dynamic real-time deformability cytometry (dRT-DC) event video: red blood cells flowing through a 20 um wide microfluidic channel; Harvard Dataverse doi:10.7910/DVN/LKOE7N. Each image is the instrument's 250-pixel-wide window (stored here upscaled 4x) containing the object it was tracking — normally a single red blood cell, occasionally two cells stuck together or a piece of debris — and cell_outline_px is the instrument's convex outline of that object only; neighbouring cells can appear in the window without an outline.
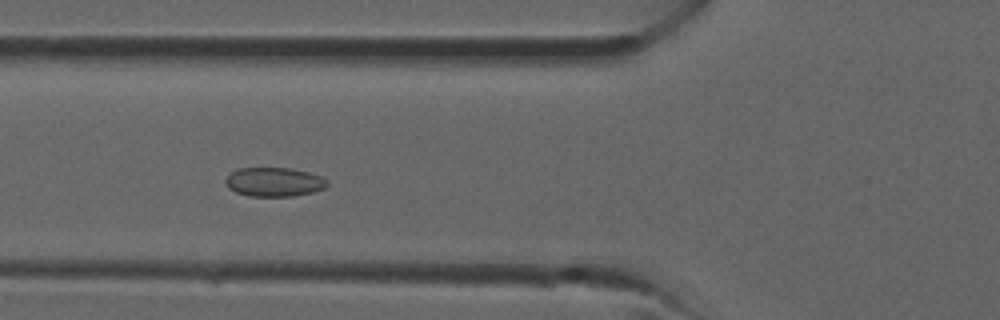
{"species": "common noctule bat (a hibernating species)", "species_latin": "Nyctalus noctula", "temperature_condition": "room temperature", "stored_images_in_passage": 34, "camera_frame_rate_fps": 3000, "um_per_image_px": 0.085, "animal": {"sex": "male", "forearm_length_mm": 52.5}, "frame": {"image": 1, "passage_image": 11, "time_ms": 3.333, "image_size_px": [1000, 320], "cell_outline_px": [[328, 184], [324, 188], [312, 192], [292, 196], [248, 196], [236, 192], [228, 188], [224, 180], [232, 172], [240, 168], [292, 168], [308, 172], [320, 176], [328, 180]], "centroid_in_image_um": [23.3, 15.47], "position_along_channel_um": 102.5, "area_um2": 17.17}}
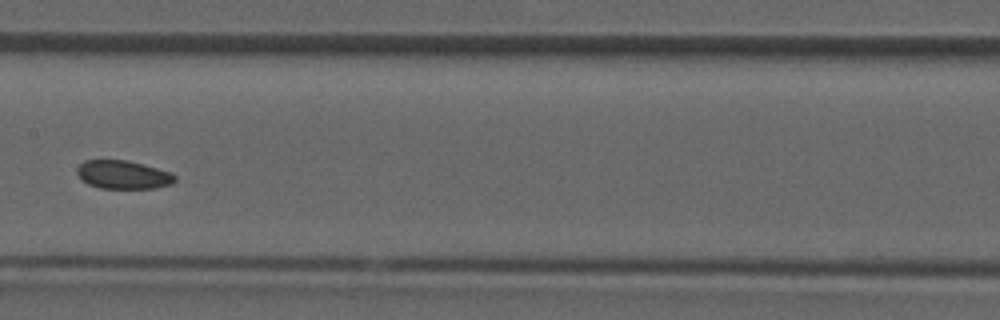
{"frame": {"image": 2, "passage_image": 16, "time_ms": 5.0, "image_size_px": [1000, 320], "cell_outline_px": [[176, 180], [172, 184], [156, 188], [100, 188], [88, 184], [80, 180], [76, 172], [76, 168], [84, 160], [128, 160], [172, 172], [176, 176]], "centroid_in_image_um": [10.46, 14.85], "position_along_channel_um": 196.9, "area_um2": 16.42}}
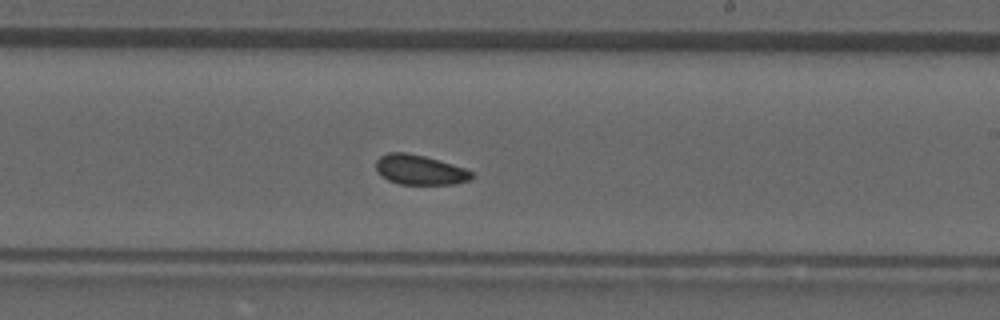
{"frame": {"image": 3, "passage_image": 19, "time_ms": 6.0, "image_size_px": [1000, 320], "cell_outline_px": [[472, 180], [452, 184], [400, 184], [388, 180], [376, 168], [376, 160], [380, 156], [388, 152], [408, 152], [424, 156], [452, 164], [464, 168], [472, 172]], "centroid_in_image_um": [35.68, 14.43], "position_along_channel_um": 253.3, "area_um2": 16.47}}